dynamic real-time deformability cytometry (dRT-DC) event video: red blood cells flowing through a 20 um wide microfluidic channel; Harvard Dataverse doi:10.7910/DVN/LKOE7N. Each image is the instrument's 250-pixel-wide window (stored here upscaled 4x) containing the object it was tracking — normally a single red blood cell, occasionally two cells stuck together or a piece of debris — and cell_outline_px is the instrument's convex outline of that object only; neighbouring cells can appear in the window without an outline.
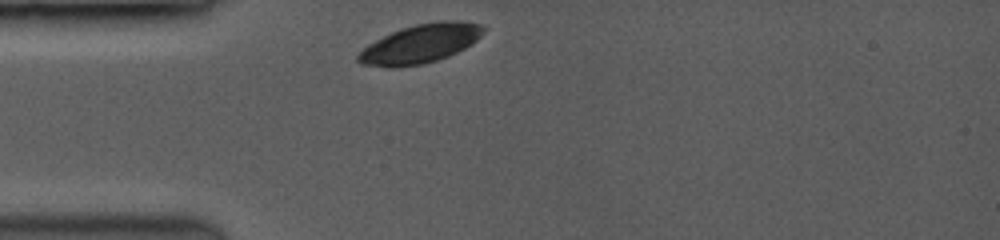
{"species": "common noctule bat (a hibernating species)", "species_latin": "Nyctalus noctula", "temperature_condition": "room temperature", "stored_images_in_passage": 10, "camera_frame_rate_fps": 3500, "um_per_image_px": 0.085, "animal": {"sex": "female", "body_mass_g": 19.0, "forearm_length_mm": 53.3}, "frame": {"image": 1, "passage_image": 1, "time_ms": 0.0, "image_size_px": [1000, 240], "cell_outline_px": [[488, 28], [472, 44], [456, 52], [436, 60], [420, 64], [360, 64], [356, 60], [356, 56], [368, 44], [392, 32], [416, 24], [440, 20], [460, 20], [480, 24]], "centroid_in_image_um": [35.83, 3.65], "position_along_channel_um": 49.2, "area_um2": 27.34}}
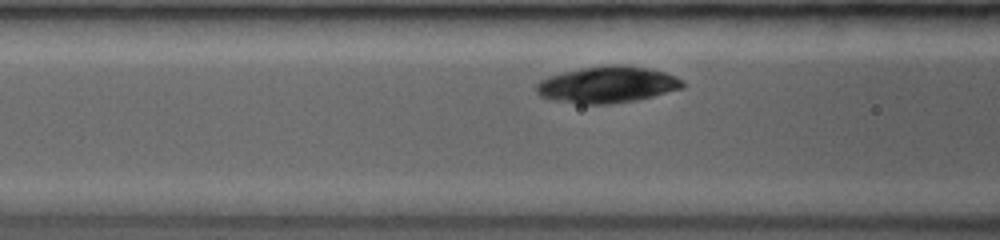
{"frame": {"image": 2, "passage_image": 7, "time_ms": 2.0, "image_size_px": [1000, 240], "cell_outline_px": [[684, 88], [652, 96], [632, 100], [604, 104], [580, 104], [540, 96], [536, 92], [536, 84], [540, 80], [548, 76], [564, 72], [604, 64], [624, 64], [648, 68], [664, 72], [676, 76], [684, 84]], "centroid_in_image_um": [51.62, 7.17], "position_along_channel_um": 115.0, "area_um2": 30.81}}
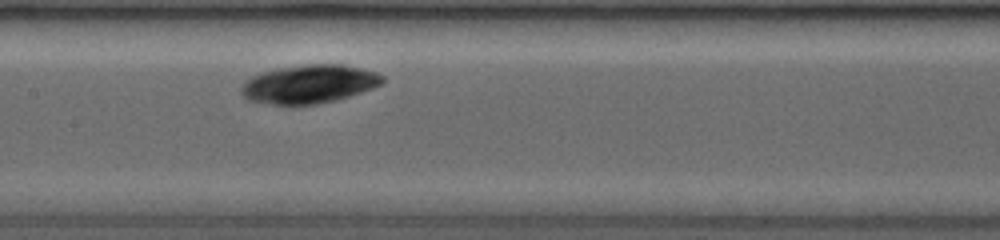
{"frame": {"image": 3, "passage_image": 10, "time_ms": 3.714, "image_size_px": [1000, 240], "cell_outline_px": [[384, 80], [380, 84], [372, 88], [348, 96], [316, 104], [272, 104], [252, 100], [244, 96], [240, 92], [240, 88], [252, 76], [276, 68], [308, 64], [344, 64], [376, 72], [384, 76]], "centroid_in_image_um": [26.29, 7.12], "position_along_channel_um": 181.1, "area_um2": 31.1}}